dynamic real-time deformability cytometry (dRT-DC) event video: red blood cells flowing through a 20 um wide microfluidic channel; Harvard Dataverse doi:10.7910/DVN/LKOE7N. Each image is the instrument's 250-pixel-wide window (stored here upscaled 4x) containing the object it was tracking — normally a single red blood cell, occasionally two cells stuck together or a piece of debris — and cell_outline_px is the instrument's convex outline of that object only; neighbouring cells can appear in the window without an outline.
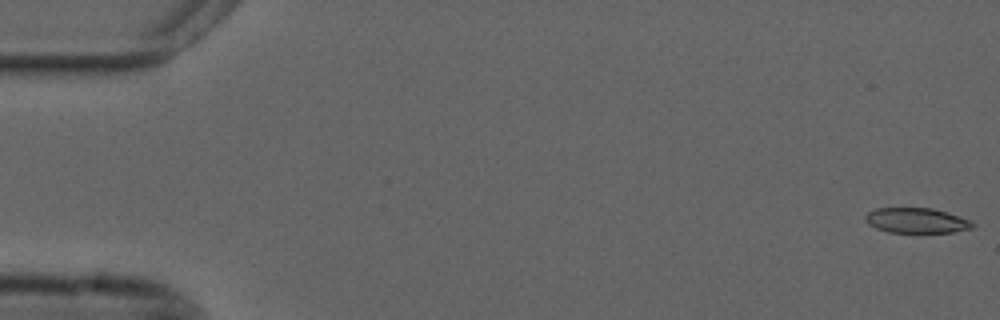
{"species": "common noctule bat (a hibernating species)", "species_latin": "Nyctalus noctula", "temperature_condition": "cold", "stored_images_in_passage": 55, "camera_frame_rate_fps": 3000, "um_per_image_px": 0.085, "animal": {"sex": "male", "forearm_length_mm": 52.5}, "frame": {"image": 1, "passage_image": 1, "time_ms": 0.0, "image_size_px": [1000, 320], "cell_outline_px": [[976, 224], [972, 228], [956, 232], [888, 232], [876, 228], [868, 224], [864, 220], [864, 216], [868, 212], [876, 208], [932, 208], [968, 220]], "centroid_in_image_um": [77.85, 18.75], "position_along_channel_um": 7.2, "area_um2": 15.55}}
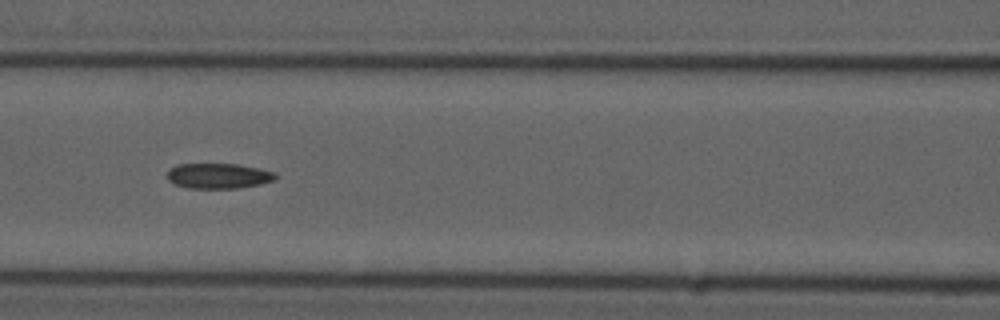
{"frame": {"image": 2, "passage_image": 24, "time_ms": 7.667, "image_size_px": [1000, 320], "cell_outline_px": [[280, 176], [276, 180], [260, 184], [236, 188], [188, 188], [172, 184], [168, 180], [168, 172], [176, 164], [240, 164], [260, 168], [276, 172]], "centroid_in_image_um": [18.62, 14.95], "position_along_channel_um": 148.0, "area_um2": 16.18}}
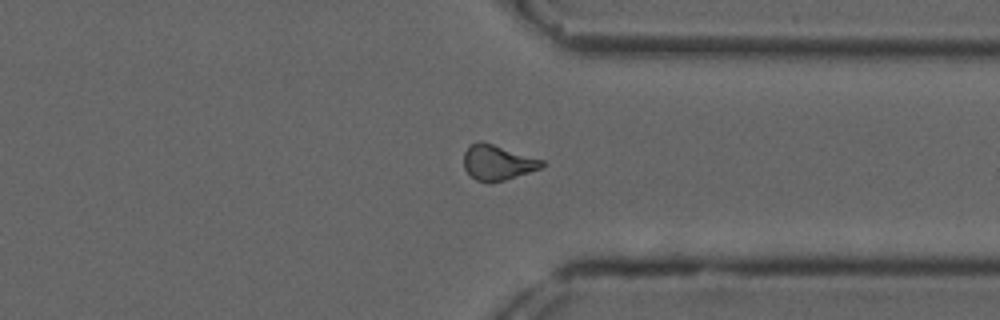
{"frame": {"image": 3, "passage_image": 42, "time_ms": 13.667, "image_size_px": [1000, 320], "cell_outline_px": [[544, 164], [540, 168], [504, 180], [488, 184], [476, 180], [464, 168], [464, 152], [468, 144], [480, 140], [544, 160]], "centroid_in_image_um": [42.25, 13.8], "position_along_channel_um": 369.2, "area_um2": 16.01}, "authors_computed_cell_mechanics": {"area_um2": 16.2996, "velocity_mm_per_s": 3.7124, "shape_relaxation_time_tau1_ms": null, "shape_relaxation_time_tau2_ms": 5.4682, "deformation_change_tau1": null, "deformation_change_tau2": 0.1405}}